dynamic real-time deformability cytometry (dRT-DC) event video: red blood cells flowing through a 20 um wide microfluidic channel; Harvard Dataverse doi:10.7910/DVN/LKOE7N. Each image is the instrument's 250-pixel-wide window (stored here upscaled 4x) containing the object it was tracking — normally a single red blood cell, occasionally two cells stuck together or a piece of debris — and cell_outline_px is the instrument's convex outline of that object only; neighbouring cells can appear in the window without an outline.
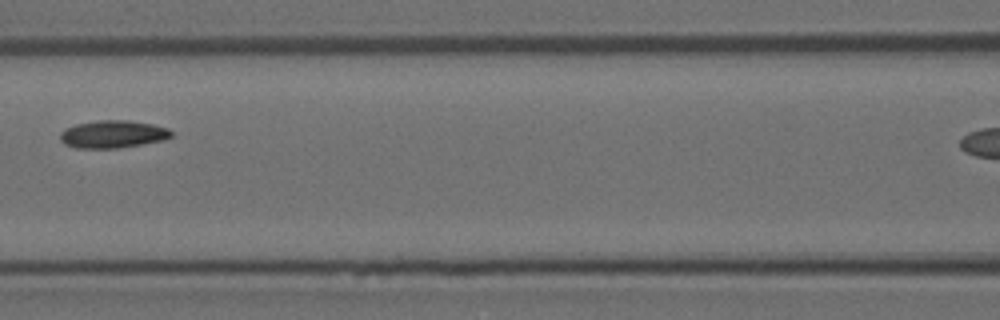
{"species": "Egyptian fruit bat (a non-hibernating species)", "species_latin": "Rousettus aegyptiacus", "temperature_condition": "room temperature", "stored_images_in_passage": 4, "camera_frame_rate_fps": 3000, "um_per_image_px": 0.085, "animal": {"sex": "female"}, "frame": {"image": 1, "passage_image": 3, "time_ms": 0.667, "image_size_px": [1000, 320], "cell_outline_px": [[172, 136], [164, 140], [116, 148], [76, 148], [64, 144], [60, 140], [60, 132], [64, 128], [76, 124], [100, 120], [128, 120], [152, 124], [168, 128], [172, 132]], "centroid_in_image_um": [9.56, 11.4], "position_along_channel_um": 157.0, "area_um2": 17.86}}